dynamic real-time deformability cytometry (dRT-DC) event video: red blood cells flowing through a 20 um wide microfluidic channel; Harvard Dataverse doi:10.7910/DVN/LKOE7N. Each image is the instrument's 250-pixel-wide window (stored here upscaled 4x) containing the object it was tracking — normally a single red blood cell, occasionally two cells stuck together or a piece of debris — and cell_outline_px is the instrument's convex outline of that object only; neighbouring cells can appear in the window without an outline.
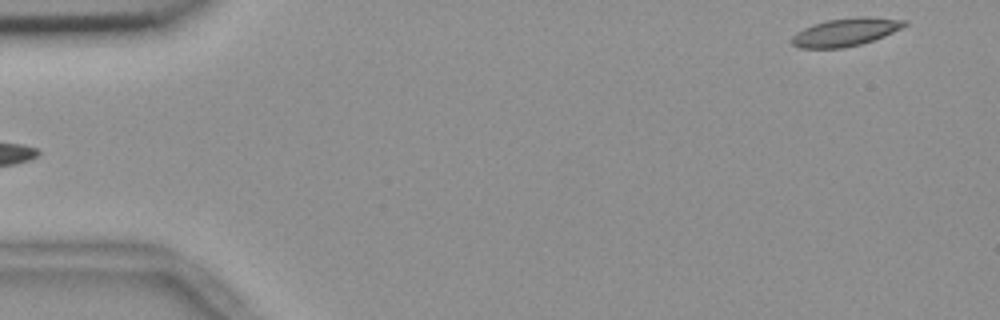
{"species": "common noctule bat (a hibernating species)", "species_latin": "Nyctalus noctula", "temperature_condition": "room temperature", "stored_images_in_passage": 4, "segment_of_instrument_passage": [2, 2], "camera_frame_rate_fps": 3000, "um_per_image_px": 0.085, "animal": {"sex": "female", "body_mass_g": 18.4}, "frame": {"image": 1, "passage_image": 4, "time_ms": 1.0, "image_size_px": [1000, 320], "cell_outline_px": [[908, 24], [884, 36], [860, 44], [844, 48], [800, 48], [792, 44], [792, 36], [796, 32], [812, 24], [828, 20], [856, 16], [868, 16], [908, 20]], "centroid_in_image_um": [71.88, 2.71], "position_along_channel_um": 13.1, "area_um2": 18.38}}